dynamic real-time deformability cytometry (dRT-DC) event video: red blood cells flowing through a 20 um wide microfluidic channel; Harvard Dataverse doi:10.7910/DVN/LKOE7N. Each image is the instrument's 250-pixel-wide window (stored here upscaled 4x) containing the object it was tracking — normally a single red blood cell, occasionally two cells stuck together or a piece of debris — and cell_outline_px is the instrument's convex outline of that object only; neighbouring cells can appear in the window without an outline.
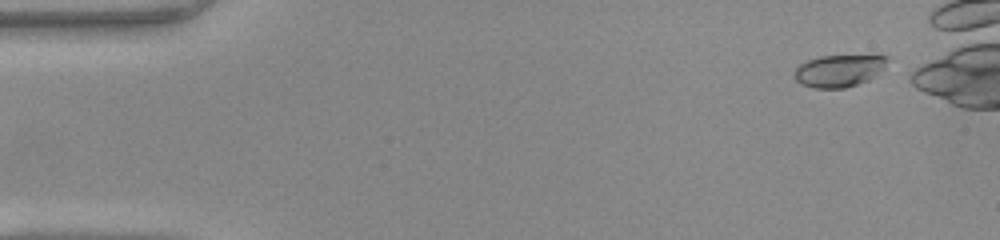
{"species": "common noctule bat (a hibernating species)", "species_latin": "Nyctalus noctula", "temperature_condition": "warm", "stored_images_in_passage": 36, "camera_frame_rate_fps": 3000, "um_per_image_px": 0.085, "animal": {"sex": "female", "body_mass_g": 22.0, "forearm_length_mm": 56.7}, "frame": {"image": 1, "passage_image": 3, "time_ms": 0.667, "image_size_px": [1000, 240], "cell_outline_px": [[888, 60], [884, 68], [880, 72], [868, 80], [844, 88], [812, 88], [796, 80], [792, 72], [800, 64], [808, 60], [820, 56], [888, 56]], "centroid_in_image_um": [71.29, 6.01], "position_along_channel_um": 13.7, "area_um2": 17.22}}
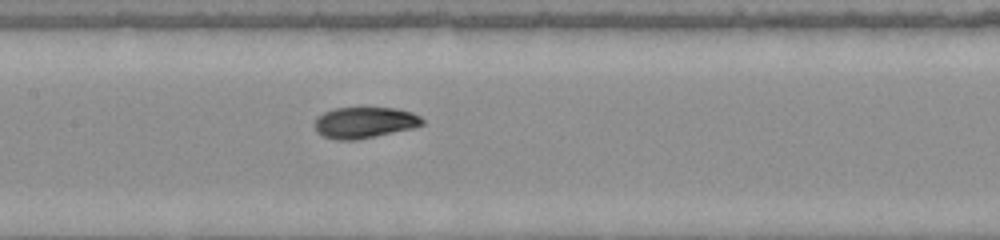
{"frame": {"image": 2, "passage_image": 23, "time_ms": 7.333, "image_size_px": [1000, 240], "cell_outline_px": [[424, 124], [412, 128], [356, 140], [336, 140], [324, 136], [316, 132], [312, 124], [316, 116], [324, 112], [336, 108], [396, 108], [412, 112], [420, 116], [424, 120]], "centroid_in_image_um": [30.94, 10.41], "position_along_channel_um": 176.5, "area_um2": 19.65}}
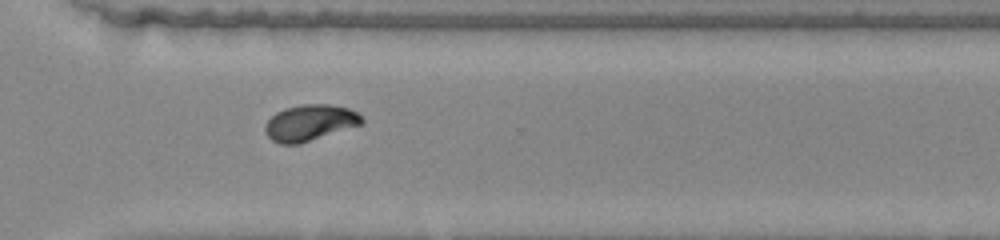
{"frame": {"image": 3, "passage_image": 35, "time_ms": 11.333, "image_size_px": [1000, 240], "cell_outline_px": [[364, 124], [300, 144], [280, 144], [272, 140], [264, 132], [264, 124], [276, 112], [284, 108], [304, 104], [328, 104], [348, 108], [356, 112], [364, 120]], "centroid_in_image_um": [26.33, 10.44], "position_along_channel_um": 344.3, "area_um2": 20.52}}